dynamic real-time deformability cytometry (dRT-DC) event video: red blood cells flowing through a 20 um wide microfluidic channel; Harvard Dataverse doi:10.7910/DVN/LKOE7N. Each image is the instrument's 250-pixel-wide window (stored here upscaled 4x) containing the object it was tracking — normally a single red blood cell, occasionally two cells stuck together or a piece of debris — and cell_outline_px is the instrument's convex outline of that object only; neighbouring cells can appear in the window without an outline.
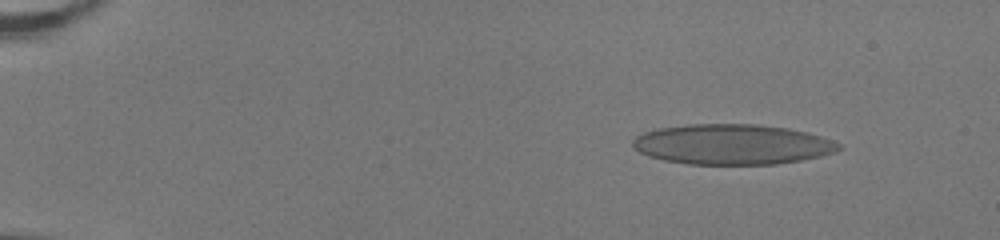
{"species": "human", "species_latin": "Homo sapiens", "temperature_condition": "room temperature", "stored_images_in_passage": 53, "camera_frame_rate_fps": 3000, "um_per_image_px": 0.085, "donor": {"sex": "female"}, "frame": {"image": 1, "passage_image": 7, "time_ms": 2.0, "image_size_px": [1000, 240], "cell_outline_px": [[840, 148], [836, 152], [820, 156], [800, 160], [776, 164], [688, 164], [664, 160], [648, 156], [632, 148], [632, 140], [636, 136], [644, 132], [660, 128], [688, 124], [760, 124], [788, 128], [820, 136], [832, 140], [840, 144]], "centroid_in_image_um": [62.21, 12.27], "position_along_channel_um": 22.8, "area_um2": 48.32}}
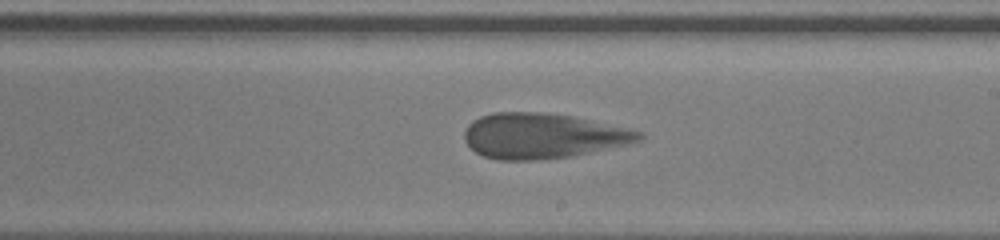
{"frame": {"image": 2, "passage_image": 33, "time_ms": 10.667, "image_size_px": [1000, 240], "cell_outline_px": [[644, 136], [640, 140], [624, 144], [572, 156], [536, 160], [496, 160], [484, 156], [476, 152], [464, 140], [464, 132], [468, 124], [472, 120], [480, 116], [492, 112], [540, 112], [572, 116], [628, 128], [644, 132]], "centroid_in_image_um": [46.08, 11.54], "position_along_channel_um": 242.9, "area_um2": 45.84}}
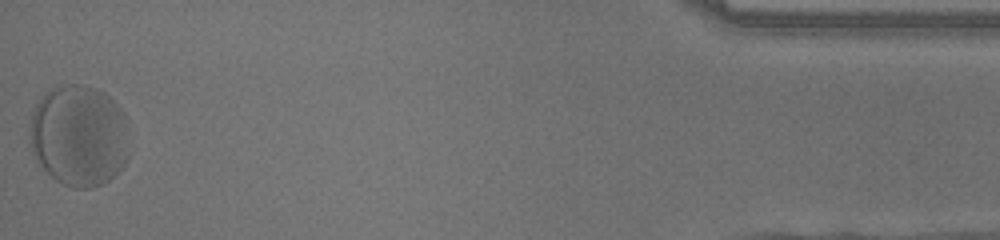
{"frame": {"image": 3, "passage_image": 53, "time_ms": 17.333, "image_size_px": [1000, 240], "cell_outline_px": [[132, 152], [128, 160], [104, 184], [92, 188], [72, 188], [56, 180], [36, 160], [32, 152], [28, 140], [32, 112], [36, 104], [44, 92], [52, 88], [68, 84], [84, 84], [96, 88], [104, 92], [124, 112], [128, 124]], "centroid_in_image_um": [6.75, 11.52], "position_along_channel_um": 428.5, "area_um2": 60.11}, "authors_computed_cell_mechanics": {"area_um2": 47.685, "velocity_mm_per_s": 3.9155, "shape_relaxation_time_tau1_ms": 2.8701, "shape_relaxation_time_tau2_ms": null, "deformation_change_tau1": 0.1475, "deformation_change_tau2": null}}